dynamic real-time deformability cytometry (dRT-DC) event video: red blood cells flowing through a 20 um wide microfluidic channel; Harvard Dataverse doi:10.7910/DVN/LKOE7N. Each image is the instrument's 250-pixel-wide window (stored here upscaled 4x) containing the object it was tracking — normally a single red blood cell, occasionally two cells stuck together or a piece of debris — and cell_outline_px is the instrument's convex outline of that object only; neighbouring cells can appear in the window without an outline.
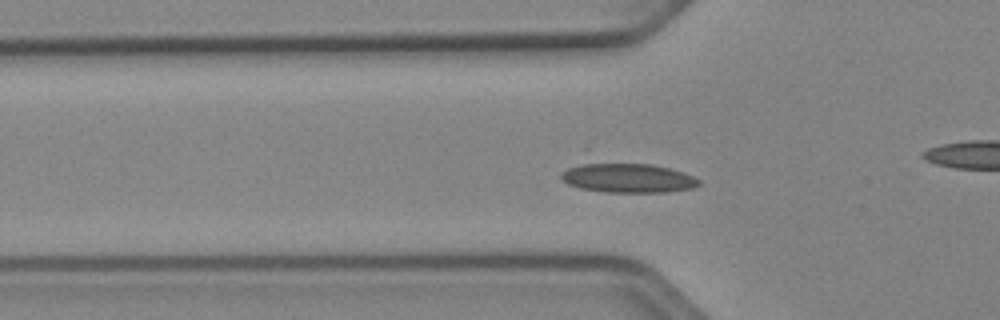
{"species": "Egyptian fruit bat (a non-hibernating species)", "species_latin": "Rousettus aegyptiacus", "temperature_condition": "cold", "stored_images_in_passage": 40, "camera_frame_rate_fps": 3000, "um_per_image_px": 0.085, "animal": {"sex": "female"}, "frame": {"image": 1, "passage_image": 4, "time_ms": 1.0, "image_size_px": [1000, 320], "cell_outline_px": [[700, 184], [692, 188], [668, 192], [604, 192], [580, 188], [568, 184], [560, 176], [560, 172], [568, 168], [588, 160], [592, 160], [652, 164], [668, 168], [692, 176], [700, 180]], "centroid_in_image_um": [53.27, 15.08], "position_along_channel_um": 72.5, "area_um2": 24.28}}
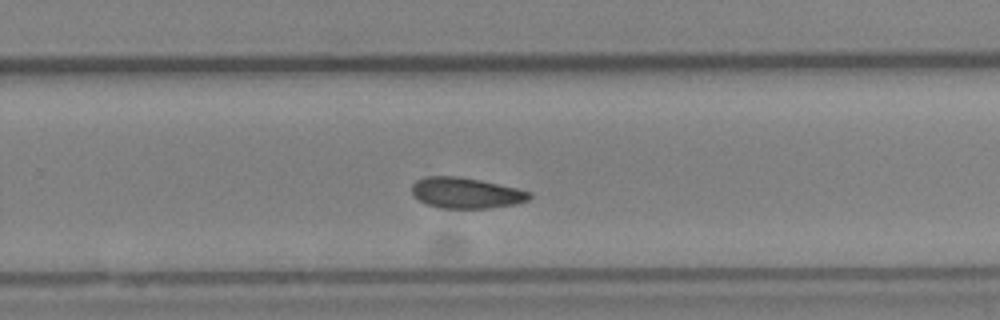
{"frame": {"image": 2, "passage_image": 21, "time_ms": 6.667, "image_size_px": [1000, 320], "cell_outline_px": [[532, 196], [528, 200], [516, 204], [488, 208], [440, 208], [428, 204], [420, 200], [412, 192], [412, 184], [416, 180], [424, 176], [456, 176], [480, 180], [516, 188], [532, 192]], "centroid_in_image_um": [39.62, 16.39], "position_along_channel_um": 290.2, "area_um2": 20.98}}
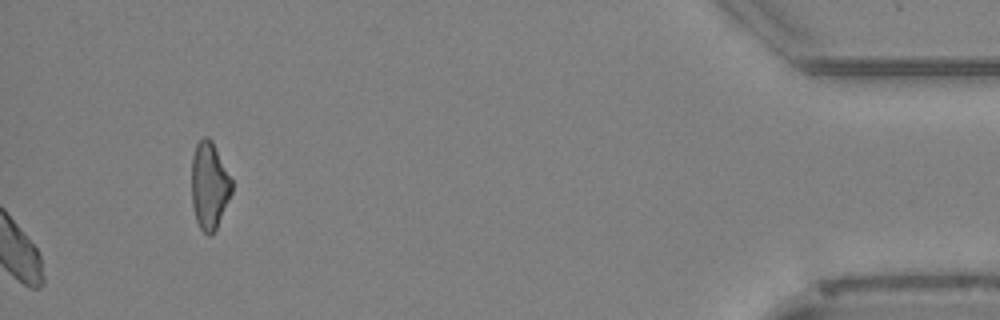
{"frame": {"image": 3, "passage_image": 40, "time_ms": 13.0, "image_size_px": [1000, 320], "cell_outline_px": [[232, 192], [216, 228], [208, 236], [200, 228], [196, 220], [192, 204], [192, 156], [196, 144], [204, 136], [208, 136], [212, 140], [232, 180]], "centroid_in_image_um": [17.78, 15.75], "position_along_channel_um": 417.4, "area_um2": 20.23}}